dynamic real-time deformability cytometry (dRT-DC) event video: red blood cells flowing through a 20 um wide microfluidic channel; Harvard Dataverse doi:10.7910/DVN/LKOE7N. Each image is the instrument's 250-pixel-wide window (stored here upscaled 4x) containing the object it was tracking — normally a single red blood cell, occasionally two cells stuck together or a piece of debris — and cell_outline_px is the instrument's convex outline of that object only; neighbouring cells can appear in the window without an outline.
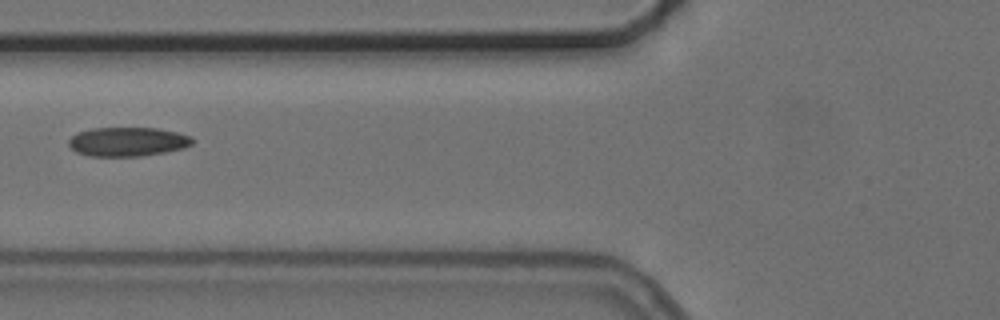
{"species": "common noctule bat (a hibernating species)", "species_latin": "Nyctalus noctula", "temperature_condition": "cold", "stored_images_in_passage": 6, "camera_frame_rate_fps": 3000, "um_per_image_px": 0.085, "animal": {"sex": "female", "body_mass_g": 24.6, "forearm_length_mm": 56.2}, "frame": {"image": 1, "passage_image": 6, "time_ms": 6.667, "image_size_px": [1000, 320], "cell_outline_px": [[196, 140], [192, 144], [184, 148], [164, 152], [140, 156], [88, 156], [76, 152], [68, 144], [68, 140], [72, 136], [80, 132], [92, 128], [160, 128], [192, 136]], "centroid_in_image_um": [10.88, 12.04], "position_along_channel_um": 114.9, "area_um2": 21.04}}